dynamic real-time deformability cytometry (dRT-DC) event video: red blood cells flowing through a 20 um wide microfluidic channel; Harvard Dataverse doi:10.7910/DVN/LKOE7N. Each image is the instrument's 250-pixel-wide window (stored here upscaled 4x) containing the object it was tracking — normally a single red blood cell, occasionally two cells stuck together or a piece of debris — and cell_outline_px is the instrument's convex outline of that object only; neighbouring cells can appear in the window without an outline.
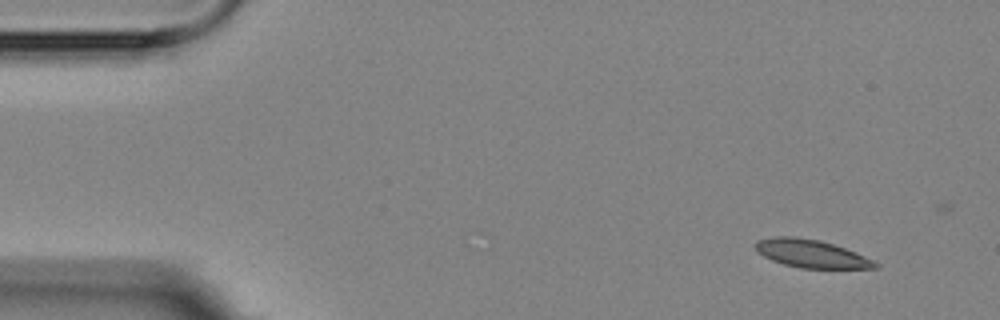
{"species": "Egyptian fruit bat (a non-hibernating species)", "species_latin": "Rousettus aegyptiacus", "temperature_condition": "room temperature", "stored_images_in_passage": 3, "camera_frame_rate_fps": 3000, "um_per_image_px": 0.085, "animal": {"sex": "female"}, "frame": {"image": 1, "passage_image": 1, "time_ms": 0.0, "image_size_px": [1000, 320], "cell_outline_px": [[880, 268], [800, 268], [784, 264], [772, 260], [756, 252], [756, 240], [772, 236], [796, 236], [820, 240], [856, 252], [880, 264]], "centroid_in_image_um": [68.93, 21.55], "position_along_channel_um": 16.1, "area_um2": 19.54}}